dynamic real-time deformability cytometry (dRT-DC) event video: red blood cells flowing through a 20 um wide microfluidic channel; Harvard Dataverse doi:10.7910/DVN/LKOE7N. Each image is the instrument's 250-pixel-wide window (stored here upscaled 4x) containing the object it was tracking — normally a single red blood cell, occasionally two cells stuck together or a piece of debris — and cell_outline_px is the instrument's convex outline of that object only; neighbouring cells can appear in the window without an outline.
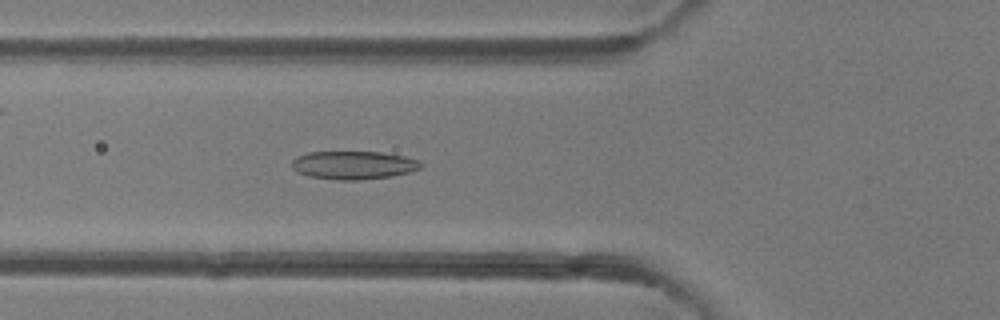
{"species": "common noctule bat (a hibernating species)", "species_latin": "Nyctalus noctula", "temperature_condition": "room temperature", "stored_images_in_passage": 48, "camera_frame_rate_fps": 3000, "um_per_image_px": 0.085, "animal": {"sex": "female"}, "frame": {"image": 1, "passage_image": 17, "time_ms": 5.333, "image_size_px": [1000, 320], "cell_outline_px": [[424, 164], [420, 168], [412, 172], [392, 176], [356, 180], [336, 180], [308, 176], [296, 172], [292, 168], [292, 160], [296, 156], [308, 152], [380, 152], [404, 156], [420, 160]], "centroid_in_image_um": [30.06, 14.04], "position_along_channel_um": 95.7, "area_um2": 21.44}}
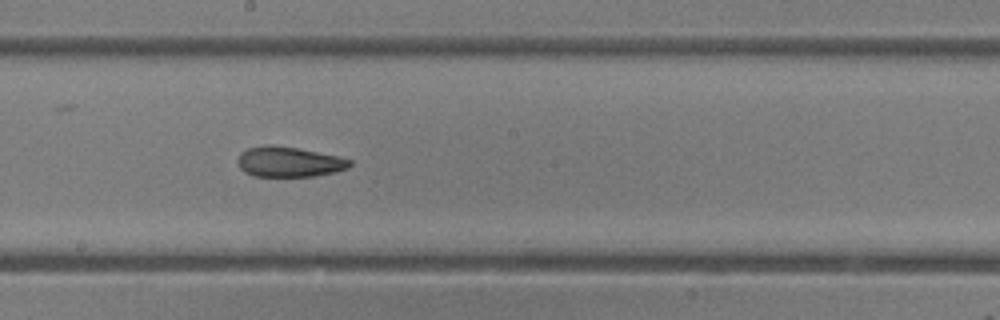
{"frame": {"image": 2, "passage_image": 26, "time_ms": 8.333, "image_size_px": [1000, 320], "cell_outline_px": [[352, 164], [348, 168], [336, 172], [316, 176], [252, 176], [244, 172], [240, 168], [236, 160], [240, 152], [248, 148], [264, 144], [272, 144], [296, 148], [336, 156], [352, 160]], "centroid_in_image_um": [24.52, 13.76], "position_along_channel_um": 223.7, "area_um2": 19.88}}
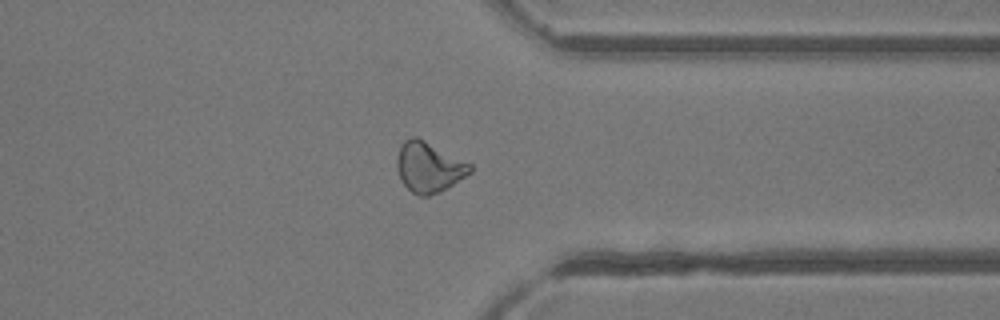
{"frame": {"image": 3, "passage_image": 37, "time_ms": 12.0, "image_size_px": [1000, 320], "cell_outline_px": [[472, 172], [440, 192], [428, 196], [420, 196], [412, 192], [400, 180], [396, 168], [396, 160], [400, 144], [404, 140], [412, 136], [416, 136], [472, 164]], "centroid_in_image_um": [36.43, 14.2], "position_along_channel_um": 375.0, "area_um2": 21.5}, "authors_computed_cell_mechanics": {"area_um2": 21.8773, "velocity_mm_per_s": 4.2404, "shape_relaxation_time_tau1_ms": null, "shape_relaxation_time_tau2_ms": 3.2951, "deformation_change_tau1": null, "deformation_change_tau2": 0.1009}}